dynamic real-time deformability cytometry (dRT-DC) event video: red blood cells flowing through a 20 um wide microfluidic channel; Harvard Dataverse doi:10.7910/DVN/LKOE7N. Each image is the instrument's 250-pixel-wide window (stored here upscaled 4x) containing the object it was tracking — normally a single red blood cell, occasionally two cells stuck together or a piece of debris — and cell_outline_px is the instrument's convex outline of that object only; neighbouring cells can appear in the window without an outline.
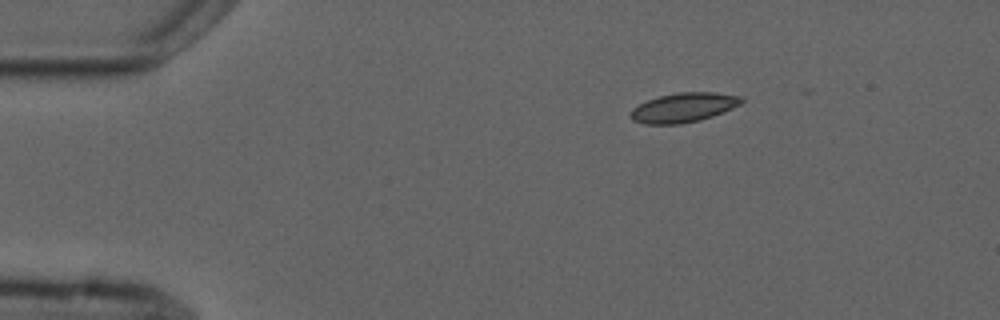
{"species": "common noctule bat (a hibernating species)", "species_latin": "Nyctalus noctula", "temperature_condition": "cold", "stored_images_in_passage": 4, "camera_frame_rate_fps": 3000, "um_per_image_px": 0.085, "animal": {"sex": "male", "forearm_length_mm": 52.5}, "frame": {"image": 1, "passage_image": 1, "time_ms": 0.0, "image_size_px": [1000, 320], "cell_outline_px": [[744, 100], [740, 104], [732, 108], [712, 116], [700, 120], [680, 124], [644, 124], [632, 120], [632, 108], [648, 100], [660, 96], [676, 92], [716, 92], [744, 96]], "centroid_in_image_um": [58.14, 9.13], "position_along_channel_um": 26.9, "area_um2": 18.96}}